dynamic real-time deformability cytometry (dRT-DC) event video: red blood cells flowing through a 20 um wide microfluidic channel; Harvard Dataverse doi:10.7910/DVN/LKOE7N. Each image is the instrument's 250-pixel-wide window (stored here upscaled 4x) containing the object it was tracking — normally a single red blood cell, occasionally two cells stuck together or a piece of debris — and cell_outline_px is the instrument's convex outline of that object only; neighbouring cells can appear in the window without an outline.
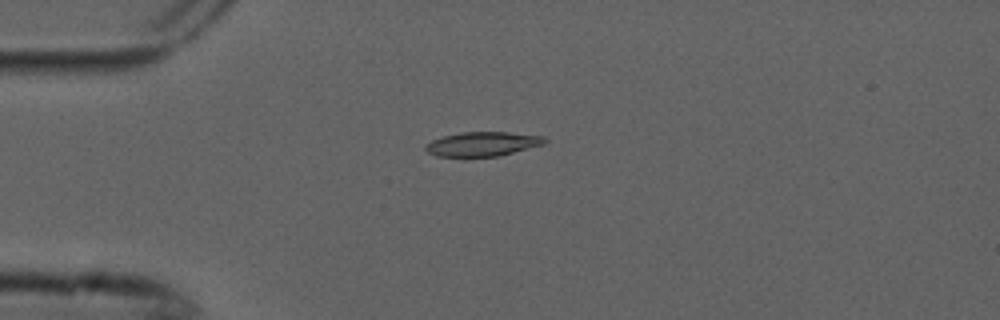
{"species": "common noctule bat (a hibernating species)", "species_latin": "Nyctalus noctula", "temperature_condition": "cold", "stored_images_in_passage": 9, "camera_frame_rate_fps": 3000, "um_per_image_px": 0.085, "animal": {"sex": "male", "forearm_length_mm": 52.5}, "frame": {"image": 1, "passage_image": 4, "time_ms": 1.0, "image_size_px": [1000, 320], "cell_outline_px": [[548, 140], [544, 144], [496, 156], [436, 156], [428, 152], [424, 148], [432, 140], [444, 136], [460, 132], [508, 132], [544, 136]], "centroid_in_image_um": [41.03, 12.22], "position_along_channel_um": 44.0, "area_um2": 16.59}}
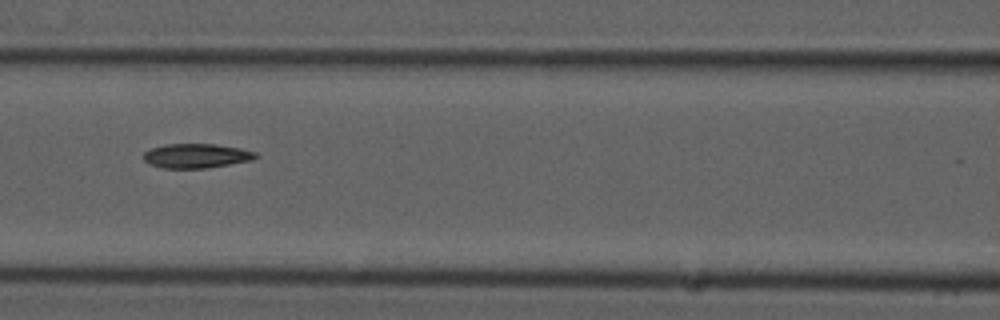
{"frame": {"image": 2, "passage_image": 7, "time_ms": 2.0, "image_size_px": [1000, 320], "cell_outline_px": [[260, 156], [252, 160], [204, 168], [164, 168], [148, 164], [144, 160], [144, 152], [152, 148], [164, 144], [216, 144], [240, 148], [256, 152]], "centroid_in_image_um": [16.69, 13.24], "position_along_channel_um": 149.9, "area_um2": 15.9}}
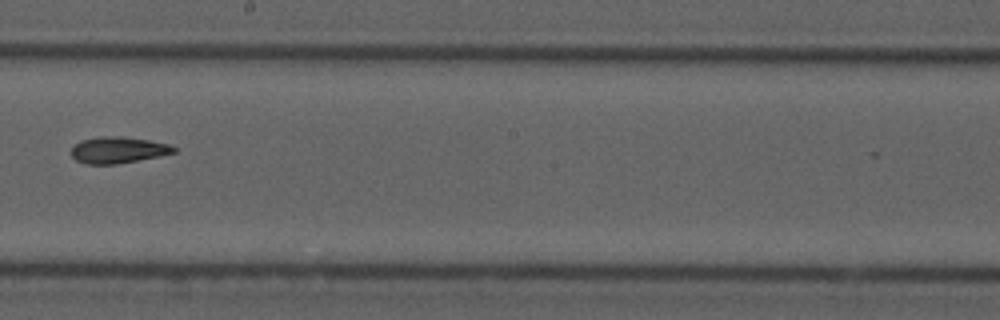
{"frame": {"image": 3, "passage_image": 9, "time_ms": 2.667, "image_size_px": [1000, 320], "cell_outline_px": [[176, 152], [160, 156], [116, 164], [84, 164], [76, 160], [72, 156], [72, 148], [80, 140], [100, 136], [120, 136], [148, 140], [168, 144], [176, 148]], "centroid_in_image_um": [10.02, 12.75], "position_along_channel_um": 238.2, "area_um2": 15.72}}